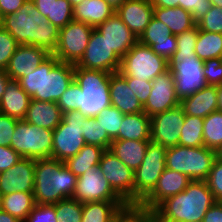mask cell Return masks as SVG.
<instances>
[{
    "instance_id": "55",
    "label": "cell",
    "mask_w": 222,
    "mask_h": 222,
    "mask_svg": "<svg viewBox=\"0 0 222 222\" xmlns=\"http://www.w3.org/2000/svg\"><path fill=\"white\" fill-rule=\"evenodd\" d=\"M201 222H222V202L216 201L207 210Z\"/></svg>"
},
{
    "instance_id": "2",
    "label": "cell",
    "mask_w": 222,
    "mask_h": 222,
    "mask_svg": "<svg viewBox=\"0 0 222 222\" xmlns=\"http://www.w3.org/2000/svg\"><path fill=\"white\" fill-rule=\"evenodd\" d=\"M74 65L51 54L36 70L21 77L20 87L34 100L57 102L74 81Z\"/></svg>"
},
{
    "instance_id": "64",
    "label": "cell",
    "mask_w": 222,
    "mask_h": 222,
    "mask_svg": "<svg viewBox=\"0 0 222 222\" xmlns=\"http://www.w3.org/2000/svg\"><path fill=\"white\" fill-rule=\"evenodd\" d=\"M211 4L213 6H216V7H221L222 8V0H210Z\"/></svg>"
},
{
    "instance_id": "17",
    "label": "cell",
    "mask_w": 222,
    "mask_h": 222,
    "mask_svg": "<svg viewBox=\"0 0 222 222\" xmlns=\"http://www.w3.org/2000/svg\"><path fill=\"white\" fill-rule=\"evenodd\" d=\"M180 104L176 94L174 75L169 68L152 81L151 93L143 106L144 112L152 117Z\"/></svg>"
},
{
    "instance_id": "3",
    "label": "cell",
    "mask_w": 222,
    "mask_h": 222,
    "mask_svg": "<svg viewBox=\"0 0 222 222\" xmlns=\"http://www.w3.org/2000/svg\"><path fill=\"white\" fill-rule=\"evenodd\" d=\"M215 202L206 181L192 180L184 191L167 198L153 212L163 222H201Z\"/></svg>"
},
{
    "instance_id": "58",
    "label": "cell",
    "mask_w": 222,
    "mask_h": 222,
    "mask_svg": "<svg viewBox=\"0 0 222 222\" xmlns=\"http://www.w3.org/2000/svg\"><path fill=\"white\" fill-rule=\"evenodd\" d=\"M0 222H22L6 211L0 210Z\"/></svg>"
},
{
    "instance_id": "37",
    "label": "cell",
    "mask_w": 222,
    "mask_h": 222,
    "mask_svg": "<svg viewBox=\"0 0 222 222\" xmlns=\"http://www.w3.org/2000/svg\"><path fill=\"white\" fill-rule=\"evenodd\" d=\"M202 117L185 116L178 145L187 147L204 146Z\"/></svg>"
},
{
    "instance_id": "54",
    "label": "cell",
    "mask_w": 222,
    "mask_h": 222,
    "mask_svg": "<svg viewBox=\"0 0 222 222\" xmlns=\"http://www.w3.org/2000/svg\"><path fill=\"white\" fill-rule=\"evenodd\" d=\"M29 0H0V19L8 14H15L23 9Z\"/></svg>"
},
{
    "instance_id": "59",
    "label": "cell",
    "mask_w": 222,
    "mask_h": 222,
    "mask_svg": "<svg viewBox=\"0 0 222 222\" xmlns=\"http://www.w3.org/2000/svg\"><path fill=\"white\" fill-rule=\"evenodd\" d=\"M217 107L222 112V85L217 86Z\"/></svg>"
},
{
    "instance_id": "27",
    "label": "cell",
    "mask_w": 222,
    "mask_h": 222,
    "mask_svg": "<svg viewBox=\"0 0 222 222\" xmlns=\"http://www.w3.org/2000/svg\"><path fill=\"white\" fill-rule=\"evenodd\" d=\"M31 99L20 87L18 81L10 80L0 101V112L18 120H23Z\"/></svg>"
},
{
    "instance_id": "50",
    "label": "cell",
    "mask_w": 222,
    "mask_h": 222,
    "mask_svg": "<svg viewBox=\"0 0 222 222\" xmlns=\"http://www.w3.org/2000/svg\"><path fill=\"white\" fill-rule=\"evenodd\" d=\"M124 78L126 79L129 88L134 92L142 106H144L151 93L152 82L146 80L142 81L141 79L131 77Z\"/></svg>"
},
{
    "instance_id": "14",
    "label": "cell",
    "mask_w": 222,
    "mask_h": 222,
    "mask_svg": "<svg viewBox=\"0 0 222 222\" xmlns=\"http://www.w3.org/2000/svg\"><path fill=\"white\" fill-rule=\"evenodd\" d=\"M99 168L113 190L128 205H134V171L110 150L103 153Z\"/></svg>"
},
{
    "instance_id": "40",
    "label": "cell",
    "mask_w": 222,
    "mask_h": 222,
    "mask_svg": "<svg viewBox=\"0 0 222 222\" xmlns=\"http://www.w3.org/2000/svg\"><path fill=\"white\" fill-rule=\"evenodd\" d=\"M82 135L86 144L96 145L106 150H109L113 141L108 133L103 130L95 116L85 118V129Z\"/></svg>"
},
{
    "instance_id": "42",
    "label": "cell",
    "mask_w": 222,
    "mask_h": 222,
    "mask_svg": "<svg viewBox=\"0 0 222 222\" xmlns=\"http://www.w3.org/2000/svg\"><path fill=\"white\" fill-rule=\"evenodd\" d=\"M56 222H81L82 203L78 200L67 198L55 204Z\"/></svg>"
},
{
    "instance_id": "61",
    "label": "cell",
    "mask_w": 222,
    "mask_h": 222,
    "mask_svg": "<svg viewBox=\"0 0 222 222\" xmlns=\"http://www.w3.org/2000/svg\"><path fill=\"white\" fill-rule=\"evenodd\" d=\"M145 222H163L155 213H153Z\"/></svg>"
},
{
    "instance_id": "13",
    "label": "cell",
    "mask_w": 222,
    "mask_h": 222,
    "mask_svg": "<svg viewBox=\"0 0 222 222\" xmlns=\"http://www.w3.org/2000/svg\"><path fill=\"white\" fill-rule=\"evenodd\" d=\"M121 58L110 48L106 39L94 28L83 57L74 65L108 73L118 72Z\"/></svg>"
},
{
    "instance_id": "65",
    "label": "cell",
    "mask_w": 222,
    "mask_h": 222,
    "mask_svg": "<svg viewBox=\"0 0 222 222\" xmlns=\"http://www.w3.org/2000/svg\"><path fill=\"white\" fill-rule=\"evenodd\" d=\"M67 1L71 3L72 7H75L76 5L80 4L84 0H67Z\"/></svg>"
},
{
    "instance_id": "57",
    "label": "cell",
    "mask_w": 222,
    "mask_h": 222,
    "mask_svg": "<svg viewBox=\"0 0 222 222\" xmlns=\"http://www.w3.org/2000/svg\"><path fill=\"white\" fill-rule=\"evenodd\" d=\"M153 7L171 8L176 7V0H151Z\"/></svg>"
},
{
    "instance_id": "35",
    "label": "cell",
    "mask_w": 222,
    "mask_h": 222,
    "mask_svg": "<svg viewBox=\"0 0 222 222\" xmlns=\"http://www.w3.org/2000/svg\"><path fill=\"white\" fill-rule=\"evenodd\" d=\"M36 205L33 192H13L2 196L1 210L24 222Z\"/></svg>"
},
{
    "instance_id": "31",
    "label": "cell",
    "mask_w": 222,
    "mask_h": 222,
    "mask_svg": "<svg viewBox=\"0 0 222 222\" xmlns=\"http://www.w3.org/2000/svg\"><path fill=\"white\" fill-rule=\"evenodd\" d=\"M42 16L59 29L73 20V7L67 0H30Z\"/></svg>"
},
{
    "instance_id": "66",
    "label": "cell",
    "mask_w": 222,
    "mask_h": 222,
    "mask_svg": "<svg viewBox=\"0 0 222 222\" xmlns=\"http://www.w3.org/2000/svg\"><path fill=\"white\" fill-rule=\"evenodd\" d=\"M1 199H2V195L0 194V210H1Z\"/></svg>"
},
{
    "instance_id": "34",
    "label": "cell",
    "mask_w": 222,
    "mask_h": 222,
    "mask_svg": "<svg viewBox=\"0 0 222 222\" xmlns=\"http://www.w3.org/2000/svg\"><path fill=\"white\" fill-rule=\"evenodd\" d=\"M105 151V148L85 144L76 155L64 161V164L78 177L85 173L87 168L99 166V162Z\"/></svg>"
},
{
    "instance_id": "7",
    "label": "cell",
    "mask_w": 222,
    "mask_h": 222,
    "mask_svg": "<svg viewBox=\"0 0 222 222\" xmlns=\"http://www.w3.org/2000/svg\"><path fill=\"white\" fill-rule=\"evenodd\" d=\"M86 117L81 111H67L62 114L60 124L53 130L52 159L64 162L76 155L86 144L82 135Z\"/></svg>"
},
{
    "instance_id": "62",
    "label": "cell",
    "mask_w": 222,
    "mask_h": 222,
    "mask_svg": "<svg viewBox=\"0 0 222 222\" xmlns=\"http://www.w3.org/2000/svg\"><path fill=\"white\" fill-rule=\"evenodd\" d=\"M108 222H121V210Z\"/></svg>"
},
{
    "instance_id": "43",
    "label": "cell",
    "mask_w": 222,
    "mask_h": 222,
    "mask_svg": "<svg viewBox=\"0 0 222 222\" xmlns=\"http://www.w3.org/2000/svg\"><path fill=\"white\" fill-rule=\"evenodd\" d=\"M18 45L10 33L0 25V70H6Z\"/></svg>"
},
{
    "instance_id": "4",
    "label": "cell",
    "mask_w": 222,
    "mask_h": 222,
    "mask_svg": "<svg viewBox=\"0 0 222 222\" xmlns=\"http://www.w3.org/2000/svg\"><path fill=\"white\" fill-rule=\"evenodd\" d=\"M77 177L64 162L47 158L35 160L34 199L36 204H55L72 198Z\"/></svg>"
},
{
    "instance_id": "19",
    "label": "cell",
    "mask_w": 222,
    "mask_h": 222,
    "mask_svg": "<svg viewBox=\"0 0 222 222\" xmlns=\"http://www.w3.org/2000/svg\"><path fill=\"white\" fill-rule=\"evenodd\" d=\"M35 183V159L21 158L9 170L0 173V194L33 192Z\"/></svg>"
},
{
    "instance_id": "28",
    "label": "cell",
    "mask_w": 222,
    "mask_h": 222,
    "mask_svg": "<svg viewBox=\"0 0 222 222\" xmlns=\"http://www.w3.org/2000/svg\"><path fill=\"white\" fill-rule=\"evenodd\" d=\"M116 11L105 0H84L73 7V20L96 28Z\"/></svg>"
},
{
    "instance_id": "41",
    "label": "cell",
    "mask_w": 222,
    "mask_h": 222,
    "mask_svg": "<svg viewBox=\"0 0 222 222\" xmlns=\"http://www.w3.org/2000/svg\"><path fill=\"white\" fill-rule=\"evenodd\" d=\"M124 114L116 107L109 106L101 110L96 116L103 130L114 140L118 136L119 126L122 124Z\"/></svg>"
},
{
    "instance_id": "63",
    "label": "cell",
    "mask_w": 222,
    "mask_h": 222,
    "mask_svg": "<svg viewBox=\"0 0 222 222\" xmlns=\"http://www.w3.org/2000/svg\"><path fill=\"white\" fill-rule=\"evenodd\" d=\"M216 158L222 161V146H220L217 150H215Z\"/></svg>"
},
{
    "instance_id": "46",
    "label": "cell",
    "mask_w": 222,
    "mask_h": 222,
    "mask_svg": "<svg viewBox=\"0 0 222 222\" xmlns=\"http://www.w3.org/2000/svg\"><path fill=\"white\" fill-rule=\"evenodd\" d=\"M209 190L213 193L216 201L222 202V161L215 159L213 166L206 178Z\"/></svg>"
},
{
    "instance_id": "60",
    "label": "cell",
    "mask_w": 222,
    "mask_h": 222,
    "mask_svg": "<svg viewBox=\"0 0 222 222\" xmlns=\"http://www.w3.org/2000/svg\"><path fill=\"white\" fill-rule=\"evenodd\" d=\"M115 11L126 1V0H105Z\"/></svg>"
},
{
    "instance_id": "56",
    "label": "cell",
    "mask_w": 222,
    "mask_h": 222,
    "mask_svg": "<svg viewBox=\"0 0 222 222\" xmlns=\"http://www.w3.org/2000/svg\"><path fill=\"white\" fill-rule=\"evenodd\" d=\"M10 77L7 75L6 70H0V101L5 92L6 85L10 81Z\"/></svg>"
},
{
    "instance_id": "9",
    "label": "cell",
    "mask_w": 222,
    "mask_h": 222,
    "mask_svg": "<svg viewBox=\"0 0 222 222\" xmlns=\"http://www.w3.org/2000/svg\"><path fill=\"white\" fill-rule=\"evenodd\" d=\"M53 130L18 120L11 138L10 147L21 157L30 159L51 158Z\"/></svg>"
},
{
    "instance_id": "24",
    "label": "cell",
    "mask_w": 222,
    "mask_h": 222,
    "mask_svg": "<svg viewBox=\"0 0 222 222\" xmlns=\"http://www.w3.org/2000/svg\"><path fill=\"white\" fill-rule=\"evenodd\" d=\"M108 88L111 106L118 108L124 115L144 112L142 104L119 72L111 73Z\"/></svg>"
},
{
    "instance_id": "1",
    "label": "cell",
    "mask_w": 222,
    "mask_h": 222,
    "mask_svg": "<svg viewBox=\"0 0 222 222\" xmlns=\"http://www.w3.org/2000/svg\"><path fill=\"white\" fill-rule=\"evenodd\" d=\"M0 25L19 45L41 47L50 54L56 49L60 29L42 16L30 0L17 13L2 17Z\"/></svg>"
},
{
    "instance_id": "38",
    "label": "cell",
    "mask_w": 222,
    "mask_h": 222,
    "mask_svg": "<svg viewBox=\"0 0 222 222\" xmlns=\"http://www.w3.org/2000/svg\"><path fill=\"white\" fill-rule=\"evenodd\" d=\"M203 140L204 146L217 150L222 146V112L214 111L203 121Z\"/></svg>"
},
{
    "instance_id": "15",
    "label": "cell",
    "mask_w": 222,
    "mask_h": 222,
    "mask_svg": "<svg viewBox=\"0 0 222 222\" xmlns=\"http://www.w3.org/2000/svg\"><path fill=\"white\" fill-rule=\"evenodd\" d=\"M185 116L180 104L153 115L150 125V141L166 148L178 145Z\"/></svg>"
},
{
    "instance_id": "21",
    "label": "cell",
    "mask_w": 222,
    "mask_h": 222,
    "mask_svg": "<svg viewBox=\"0 0 222 222\" xmlns=\"http://www.w3.org/2000/svg\"><path fill=\"white\" fill-rule=\"evenodd\" d=\"M51 54L44 48L32 45H18L12 55L6 73L11 80L18 81L43 63Z\"/></svg>"
},
{
    "instance_id": "30",
    "label": "cell",
    "mask_w": 222,
    "mask_h": 222,
    "mask_svg": "<svg viewBox=\"0 0 222 222\" xmlns=\"http://www.w3.org/2000/svg\"><path fill=\"white\" fill-rule=\"evenodd\" d=\"M151 117L145 112L126 114L114 140H150Z\"/></svg>"
},
{
    "instance_id": "22",
    "label": "cell",
    "mask_w": 222,
    "mask_h": 222,
    "mask_svg": "<svg viewBox=\"0 0 222 222\" xmlns=\"http://www.w3.org/2000/svg\"><path fill=\"white\" fill-rule=\"evenodd\" d=\"M139 42L151 47L154 53L165 58L168 62L177 50L176 35H173L168 26L154 16L139 38Z\"/></svg>"
},
{
    "instance_id": "10",
    "label": "cell",
    "mask_w": 222,
    "mask_h": 222,
    "mask_svg": "<svg viewBox=\"0 0 222 222\" xmlns=\"http://www.w3.org/2000/svg\"><path fill=\"white\" fill-rule=\"evenodd\" d=\"M166 147L149 142L144 159L134 171V205H139L154 189L166 168Z\"/></svg>"
},
{
    "instance_id": "53",
    "label": "cell",
    "mask_w": 222,
    "mask_h": 222,
    "mask_svg": "<svg viewBox=\"0 0 222 222\" xmlns=\"http://www.w3.org/2000/svg\"><path fill=\"white\" fill-rule=\"evenodd\" d=\"M21 158L10 146H0V173L9 170Z\"/></svg>"
},
{
    "instance_id": "6",
    "label": "cell",
    "mask_w": 222,
    "mask_h": 222,
    "mask_svg": "<svg viewBox=\"0 0 222 222\" xmlns=\"http://www.w3.org/2000/svg\"><path fill=\"white\" fill-rule=\"evenodd\" d=\"M216 159L215 150L205 146L176 145L166 150V168L187 175L191 180L205 181Z\"/></svg>"
},
{
    "instance_id": "48",
    "label": "cell",
    "mask_w": 222,
    "mask_h": 222,
    "mask_svg": "<svg viewBox=\"0 0 222 222\" xmlns=\"http://www.w3.org/2000/svg\"><path fill=\"white\" fill-rule=\"evenodd\" d=\"M179 6L192 14L193 20L197 22L210 10V0H176V7Z\"/></svg>"
},
{
    "instance_id": "51",
    "label": "cell",
    "mask_w": 222,
    "mask_h": 222,
    "mask_svg": "<svg viewBox=\"0 0 222 222\" xmlns=\"http://www.w3.org/2000/svg\"><path fill=\"white\" fill-rule=\"evenodd\" d=\"M153 213L138 205H127L121 209V222H145Z\"/></svg>"
},
{
    "instance_id": "47",
    "label": "cell",
    "mask_w": 222,
    "mask_h": 222,
    "mask_svg": "<svg viewBox=\"0 0 222 222\" xmlns=\"http://www.w3.org/2000/svg\"><path fill=\"white\" fill-rule=\"evenodd\" d=\"M82 94L81 87L73 81V83L66 89L57 101L62 113L67 111H78L77 100Z\"/></svg>"
},
{
    "instance_id": "5",
    "label": "cell",
    "mask_w": 222,
    "mask_h": 222,
    "mask_svg": "<svg viewBox=\"0 0 222 222\" xmlns=\"http://www.w3.org/2000/svg\"><path fill=\"white\" fill-rule=\"evenodd\" d=\"M111 73L74 68V82L82 90L77 100L78 111L85 116H96L101 110L111 106L110 92L108 88V79Z\"/></svg>"
},
{
    "instance_id": "45",
    "label": "cell",
    "mask_w": 222,
    "mask_h": 222,
    "mask_svg": "<svg viewBox=\"0 0 222 222\" xmlns=\"http://www.w3.org/2000/svg\"><path fill=\"white\" fill-rule=\"evenodd\" d=\"M203 75L207 85H222V58L203 61Z\"/></svg>"
},
{
    "instance_id": "18",
    "label": "cell",
    "mask_w": 222,
    "mask_h": 222,
    "mask_svg": "<svg viewBox=\"0 0 222 222\" xmlns=\"http://www.w3.org/2000/svg\"><path fill=\"white\" fill-rule=\"evenodd\" d=\"M191 181L187 175L165 168L153 191L138 206L154 211L167 198L184 191Z\"/></svg>"
},
{
    "instance_id": "44",
    "label": "cell",
    "mask_w": 222,
    "mask_h": 222,
    "mask_svg": "<svg viewBox=\"0 0 222 222\" xmlns=\"http://www.w3.org/2000/svg\"><path fill=\"white\" fill-rule=\"evenodd\" d=\"M196 25L203 31L222 33V8L212 5L208 13L196 22Z\"/></svg>"
},
{
    "instance_id": "49",
    "label": "cell",
    "mask_w": 222,
    "mask_h": 222,
    "mask_svg": "<svg viewBox=\"0 0 222 222\" xmlns=\"http://www.w3.org/2000/svg\"><path fill=\"white\" fill-rule=\"evenodd\" d=\"M24 222H56L55 207L51 204H36Z\"/></svg>"
},
{
    "instance_id": "23",
    "label": "cell",
    "mask_w": 222,
    "mask_h": 222,
    "mask_svg": "<svg viewBox=\"0 0 222 222\" xmlns=\"http://www.w3.org/2000/svg\"><path fill=\"white\" fill-rule=\"evenodd\" d=\"M151 0H126L116 14L139 39L153 18Z\"/></svg>"
},
{
    "instance_id": "29",
    "label": "cell",
    "mask_w": 222,
    "mask_h": 222,
    "mask_svg": "<svg viewBox=\"0 0 222 222\" xmlns=\"http://www.w3.org/2000/svg\"><path fill=\"white\" fill-rule=\"evenodd\" d=\"M150 140H113L109 150L127 167L135 171L144 159Z\"/></svg>"
},
{
    "instance_id": "36",
    "label": "cell",
    "mask_w": 222,
    "mask_h": 222,
    "mask_svg": "<svg viewBox=\"0 0 222 222\" xmlns=\"http://www.w3.org/2000/svg\"><path fill=\"white\" fill-rule=\"evenodd\" d=\"M195 54L202 61L222 58V33H212L199 29Z\"/></svg>"
},
{
    "instance_id": "32",
    "label": "cell",
    "mask_w": 222,
    "mask_h": 222,
    "mask_svg": "<svg viewBox=\"0 0 222 222\" xmlns=\"http://www.w3.org/2000/svg\"><path fill=\"white\" fill-rule=\"evenodd\" d=\"M153 16L167 25L173 35L183 33L196 25L192 14L179 6L171 8L154 7Z\"/></svg>"
},
{
    "instance_id": "25",
    "label": "cell",
    "mask_w": 222,
    "mask_h": 222,
    "mask_svg": "<svg viewBox=\"0 0 222 222\" xmlns=\"http://www.w3.org/2000/svg\"><path fill=\"white\" fill-rule=\"evenodd\" d=\"M62 114L57 102L31 99L23 120L38 127L54 130L60 124Z\"/></svg>"
},
{
    "instance_id": "8",
    "label": "cell",
    "mask_w": 222,
    "mask_h": 222,
    "mask_svg": "<svg viewBox=\"0 0 222 222\" xmlns=\"http://www.w3.org/2000/svg\"><path fill=\"white\" fill-rule=\"evenodd\" d=\"M169 69V62L154 53L151 47L139 41L121 58L119 73L152 82L159 74Z\"/></svg>"
},
{
    "instance_id": "11",
    "label": "cell",
    "mask_w": 222,
    "mask_h": 222,
    "mask_svg": "<svg viewBox=\"0 0 222 222\" xmlns=\"http://www.w3.org/2000/svg\"><path fill=\"white\" fill-rule=\"evenodd\" d=\"M94 27L72 20L60 28L58 42L52 53L60 62L76 65L83 57Z\"/></svg>"
},
{
    "instance_id": "26",
    "label": "cell",
    "mask_w": 222,
    "mask_h": 222,
    "mask_svg": "<svg viewBox=\"0 0 222 222\" xmlns=\"http://www.w3.org/2000/svg\"><path fill=\"white\" fill-rule=\"evenodd\" d=\"M185 115L195 117H207L210 113L217 111V86L207 85L191 96L180 101Z\"/></svg>"
},
{
    "instance_id": "39",
    "label": "cell",
    "mask_w": 222,
    "mask_h": 222,
    "mask_svg": "<svg viewBox=\"0 0 222 222\" xmlns=\"http://www.w3.org/2000/svg\"><path fill=\"white\" fill-rule=\"evenodd\" d=\"M199 35L197 25L193 28L176 35L177 50L170 59L169 63H181L183 59L198 58L195 54L196 41Z\"/></svg>"
},
{
    "instance_id": "33",
    "label": "cell",
    "mask_w": 222,
    "mask_h": 222,
    "mask_svg": "<svg viewBox=\"0 0 222 222\" xmlns=\"http://www.w3.org/2000/svg\"><path fill=\"white\" fill-rule=\"evenodd\" d=\"M127 205L125 201H94L82 203L81 222H108Z\"/></svg>"
},
{
    "instance_id": "52",
    "label": "cell",
    "mask_w": 222,
    "mask_h": 222,
    "mask_svg": "<svg viewBox=\"0 0 222 222\" xmlns=\"http://www.w3.org/2000/svg\"><path fill=\"white\" fill-rule=\"evenodd\" d=\"M18 119L0 112V146H10Z\"/></svg>"
},
{
    "instance_id": "12",
    "label": "cell",
    "mask_w": 222,
    "mask_h": 222,
    "mask_svg": "<svg viewBox=\"0 0 222 222\" xmlns=\"http://www.w3.org/2000/svg\"><path fill=\"white\" fill-rule=\"evenodd\" d=\"M72 199L80 203L94 201H124L110 186L99 166L87 168L77 177Z\"/></svg>"
},
{
    "instance_id": "16",
    "label": "cell",
    "mask_w": 222,
    "mask_h": 222,
    "mask_svg": "<svg viewBox=\"0 0 222 222\" xmlns=\"http://www.w3.org/2000/svg\"><path fill=\"white\" fill-rule=\"evenodd\" d=\"M179 100L191 96L207 86L203 75V61L199 58L183 59L181 63H169Z\"/></svg>"
},
{
    "instance_id": "20",
    "label": "cell",
    "mask_w": 222,
    "mask_h": 222,
    "mask_svg": "<svg viewBox=\"0 0 222 222\" xmlns=\"http://www.w3.org/2000/svg\"><path fill=\"white\" fill-rule=\"evenodd\" d=\"M95 29L106 39L110 48L120 58L139 41L116 13Z\"/></svg>"
}]
</instances>
